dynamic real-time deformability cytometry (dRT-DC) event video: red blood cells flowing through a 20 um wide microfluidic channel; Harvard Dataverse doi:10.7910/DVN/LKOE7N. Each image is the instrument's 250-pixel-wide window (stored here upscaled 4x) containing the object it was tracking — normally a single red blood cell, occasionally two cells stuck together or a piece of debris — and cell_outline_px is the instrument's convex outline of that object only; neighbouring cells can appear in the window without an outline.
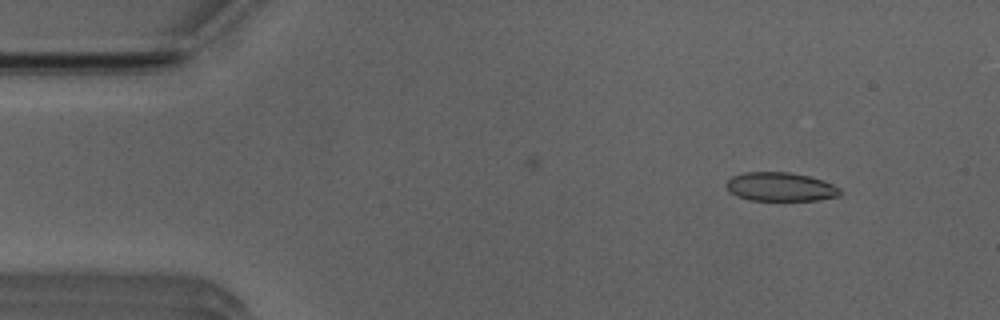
{"species": "Egyptian fruit bat (a non-hibernating species)", "species_latin": "Rousettus aegyptiacus", "temperature_condition": "room temperature", "stored_images_in_passage": 48, "camera_frame_rate_fps": 3000, "um_per_image_px": 0.085, "animal": {"sex": "male"}, "frame": {"image": 1, "passage_image": 5, "time_ms": 1.333, "image_size_px": [1000, 320], "cell_outline_px": [[840, 196], [816, 200], [748, 200], [736, 196], [728, 192], [724, 184], [732, 176], [744, 172], [788, 172], [808, 176], [832, 184], [840, 188]], "centroid_in_image_um": [66.27, 15.88], "position_along_channel_um": 18.7, "area_um2": 19.13}}
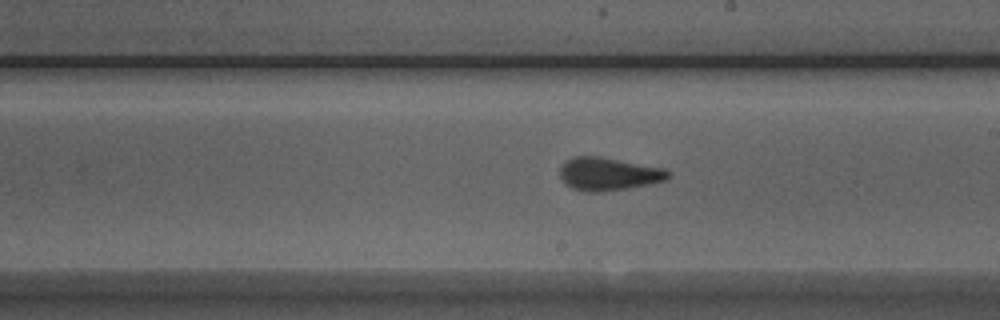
{"frame": {"image": 2, "passage_image": 28, "time_ms": 9.0, "image_size_px": [1000, 320], "cell_outline_px": [[672, 172], [664, 180], [652, 184], [628, 188], [600, 192], [588, 192], [572, 188], [560, 176], [560, 168], [568, 160], [576, 156], [600, 156], [664, 168]], "centroid_in_image_um": [51.76, 14.79], "position_along_channel_um": 237.2, "area_um2": 20.63}}
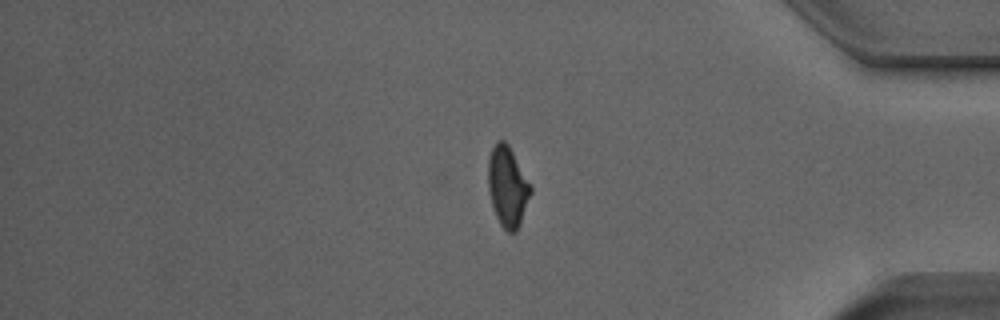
{"frame": {"image": 3, "passage_image": 42, "time_ms": 13.667, "image_size_px": [1000, 320], "cell_outline_px": [[532, 192], [520, 224], [516, 232], [508, 232], [500, 224], [496, 216], [492, 204], [488, 188], [488, 156], [496, 140], [504, 140], [508, 144], [532, 188]], "centroid_in_image_um": [43.13, 15.85], "position_along_channel_um": 392.1, "area_um2": 19.77}, "authors_computed_cell_mechanics": {"area_um2": 20.0566, "velocity_mm_per_s": 3.948, "shape_relaxation_time_tau1_ms": 5.2589, "shape_relaxation_time_tau2_ms": 1.0996, "deformation_change_tau1": 0.1603, "deformation_change_tau2": 0.0691}}